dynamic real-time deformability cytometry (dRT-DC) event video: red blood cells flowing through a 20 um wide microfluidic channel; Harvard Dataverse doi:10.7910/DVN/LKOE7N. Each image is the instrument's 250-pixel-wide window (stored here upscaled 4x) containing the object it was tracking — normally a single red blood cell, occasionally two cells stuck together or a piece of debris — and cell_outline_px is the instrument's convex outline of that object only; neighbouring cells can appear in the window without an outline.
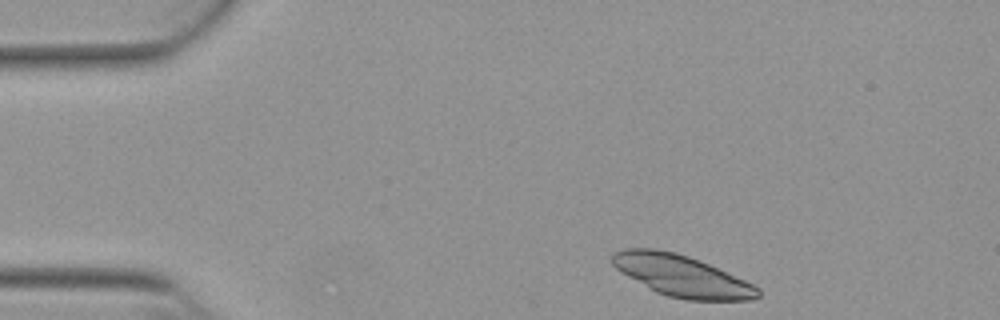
{"species": "Egyptian fruit bat (a non-hibernating species)", "species_latin": "Rousettus aegyptiacus", "temperature_condition": "warm", "stored_images_in_passage": 45, "camera_frame_rate_fps": 3000, "um_per_image_px": 0.085, "animal": {"sex": "female"}, "frame": {"image": 1, "passage_image": 1, "time_ms": 0.0, "image_size_px": [1000, 320], "cell_outline_px": [[760, 296], [752, 300], [684, 300], [668, 296], [656, 292], [620, 272], [612, 264], [612, 256], [616, 252], [624, 248], [656, 248], [676, 252], [688, 256], [708, 264], [744, 280], [760, 288]], "centroid_in_image_um": [57.93, 23.44], "position_along_channel_um": 27.1, "area_um2": 34.97}}